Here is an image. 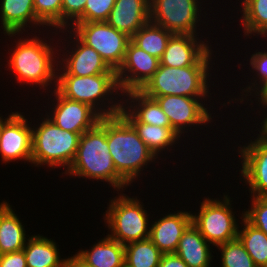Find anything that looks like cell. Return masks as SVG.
Listing matches in <instances>:
<instances>
[{
    "label": "cell",
    "mask_w": 267,
    "mask_h": 267,
    "mask_svg": "<svg viewBox=\"0 0 267 267\" xmlns=\"http://www.w3.org/2000/svg\"><path fill=\"white\" fill-rule=\"evenodd\" d=\"M14 112H12V113H10V115L7 117V118H5V119H3V118H1L2 116H0V129H1V127H2V124L13 114Z\"/></svg>",
    "instance_id": "obj_42"
},
{
    "label": "cell",
    "mask_w": 267,
    "mask_h": 267,
    "mask_svg": "<svg viewBox=\"0 0 267 267\" xmlns=\"http://www.w3.org/2000/svg\"><path fill=\"white\" fill-rule=\"evenodd\" d=\"M167 115L171 127L180 135L185 128L197 125H207L211 122V114L200 98L167 95L154 98ZM201 100V101H200ZM207 123V124H206ZM184 129V130H183Z\"/></svg>",
    "instance_id": "obj_12"
},
{
    "label": "cell",
    "mask_w": 267,
    "mask_h": 267,
    "mask_svg": "<svg viewBox=\"0 0 267 267\" xmlns=\"http://www.w3.org/2000/svg\"><path fill=\"white\" fill-rule=\"evenodd\" d=\"M56 90L69 100L89 105L101 117L118 115L123 106L120 100L117 99L118 102L114 103V97H112L113 100L111 97L108 98L109 95H122L117 81V74H98L84 77L76 75H57ZM118 91L120 93H118ZM114 92L116 93L113 94ZM104 100H108L107 103L109 105L112 103L114 104L109 107L108 104L105 105L103 102ZM100 102L104 104V107Z\"/></svg>",
    "instance_id": "obj_4"
},
{
    "label": "cell",
    "mask_w": 267,
    "mask_h": 267,
    "mask_svg": "<svg viewBox=\"0 0 267 267\" xmlns=\"http://www.w3.org/2000/svg\"><path fill=\"white\" fill-rule=\"evenodd\" d=\"M64 174L104 181L116 191L130 185L114 166L107 143V117L81 134L75 159Z\"/></svg>",
    "instance_id": "obj_1"
},
{
    "label": "cell",
    "mask_w": 267,
    "mask_h": 267,
    "mask_svg": "<svg viewBox=\"0 0 267 267\" xmlns=\"http://www.w3.org/2000/svg\"><path fill=\"white\" fill-rule=\"evenodd\" d=\"M64 267H91L88 265L82 258H80L77 254L72 257H68L64 261Z\"/></svg>",
    "instance_id": "obj_39"
},
{
    "label": "cell",
    "mask_w": 267,
    "mask_h": 267,
    "mask_svg": "<svg viewBox=\"0 0 267 267\" xmlns=\"http://www.w3.org/2000/svg\"><path fill=\"white\" fill-rule=\"evenodd\" d=\"M262 126L260 127L261 130H259L260 135L267 140V114L265 115L264 119L260 123Z\"/></svg>",
    "instance_id": "obj_41"
},
{
    "label": "cell",
    "mask_w": 267,
    "mask_h": 267,
    "mask_svg": "<svg viewBox=\"0 0 267 267\" xmlns=\"http://www.w3.org/2000/svg\"><path fill=\"white\" fill-rule=\"evenodd\" d=\"M25 232L11 205L0 203V255L23 250L27 240Z\"/></svg>",
    "instance_id": "obj_23"
},
{
    "label": "cell",
    "mask_w": 267,
    "mask_h": 267,
    "mask_svg": "<svg viewBox=\"0 0 267 267\" xmlns=\"http://www.w3.org/2000/svg\"><path fill=\"white\" fill-rule=\"evenodd\" d=\"M0 18L4 34L12 37L23 33L28 23L37 27L44 24L36 17L33 0H1Z\"/></svg>",
    "instance_id": "obj_20"
},
{
    "label": "cell",
    "mask_w": 267,
    "mask_h": 267,
    "mask_svg": "<svg viewBox=\"0 0 267 267\" xmlns=\"http://www.w3.org/2000/svg\"><path fill=\"white\" fill-rule=\"evenodd\" d=\"M250 66L253 69L252 70L253 73H254V71H256L255 72L257 74L256 76H257L258 80H260V81H259V83H257L256 81H258V80L256 78L255 82L250 83V84H252V86L249 85L246 87L245 90L242 89L245 93L247 92L246 94H244L245 98H246V96H250L252 94V92H255V90H257L263 83H265L267 81V51L255 52L254 54H252L251 58H250Z\"/></svg>",
    "instance_id": "obj_35"
},
{
    "label": "cell",
    "mask_w": 267,
    "mask_h": 267,
    "mask_svg": "<svg viewBox=\"0 0 267 267\" xmlns=\"http://www.w3.org/2000/svg\"><path fill=\"white\" fill-rule=\"evenodd\" d=\"M116 0H86L83 14L75 22L107 21Z\"/></svg>",
    "instance_id": "obj_33"
},
{
    "label": "cell",
    "mask_w": 267,
    "mask_h": 267,
    "mask_svg": "<svg viewBox=\"0 0 267 267\" xmlns=\"http://www.w3.org/2000/svg\"><path fill=\"white\" fill-rule=\"evenodd\" d=\"M70 37L72 36L74 41V46L71 48L72 51L66 50V53H63L64 58L58 61L60 68H57V74L59 75H76V76H93L98 74H116V70L112 69L106 61L96 52L93 48L84 44L70 29ZM76 41V42H75ZM66 54V55H65ZM66 56V58H65ZM63 69V70H62Z\"/></svg>",
    "instance_id": "obj_16"
},
{
    "label": "cell",
    "mask_w": 267,
    "mask_h": 267,
    "mask_svg": "<svg viewBox=\"0 0 267 267\" xmlns=\"http://www.w3.org/2000/svg\"><path fill=\"white\" fill-rule=\"evenodd\" d=\"M149 5L150 0H116L106 22L132 37L150 21Z\"/></svg>",
    "instance_id": "obj_19"
},
{
    "label": "cell",
    "mask_w": 267,
    "mask_h": 267,
    "mask_svg": "<svg viewBox=\"0 0 267 267\" xmlns=\"http://www.w3.org/2000/svg\"><path fill=\"white\" fill-rule=\"evenodd\" d=\"M243 16L240 17L243 24L244 36L249 34L267 37V0H243Z\"/></svg>",
    "instance_id": "obj_29"
},
{
    "label": "cell",
    "mask_w": 267,
    "mask_h": 267,
    "mask_svg": "<svg viewBox=\"0 0 267 267\" xmlns=\"http://www.w3.org/2000/svg\"><path fill=\"white\" fill-rule=\"evenodd\" d=\"M42 120L32 128V163L51 168L64 166L66 173L75 159L81 134L62 130L48 116Z\"/></svg>",
    "instance_id": "obj_6"
},
{
    "label": "cell",
    "mask_w": 267,
    "mask_h": 267,
    "mask_svg": "<svg viewBox=\"0 0 267 267\" xmlns=\"http://www.w3.org/2000/svg\"><path fill=\"white\" fill-rule=\"evenodd\" d=\"M158 267H188L175 253H163Z\"/></svg>",
    "instance_id": "obj_38"
},
{
    "label": "cell",
    "mask_w": 267,
    "mask_h": 267,
    "mask_svg": "<svg viewBox=\"0 0 267 267\" xmlns=\"http://www.w3.org/2000/svg\"><path fill=\"white\" fill-rule=\"evenodd\" d=\"M121 267H130L126 263H124Z\"/></svg>",
    "instance_id": "obj_43"
},
{
    "label": "cell",
    "mask_w": 267,
    "mask_h": 267,
    "mask_svg": "<svg viewBox=\"0 0 267 267\" xmlns=\"http://www.w3.org/2000/svg\"><path fill=\"white\" fill-rule=\"evenodd\" d=\"M23 251L27 267H64L65 258L60 257L56 242L47 237L32 235Z\"/></svg>",
    "instance_id": "obj_25"
},
{
    "label": "cell",
    "mask_w": 267,
    "mask_h": 267,
    "mask_svg": "<svg viewBox=\"0 0 267 267\" xmlns=\"http://www.w3.org/2000/svg\"><path fill=\"white\" fill-rule=\"evenodd\" d=\"M53 50L54 46L51 47V44L45 43L37 36L30 39L22 38V40L20 38L9 56L7 67L17 75L18 83H29L36 87L39 85L40 88L45 89L54 82L56 89L58 74L55 71H57L59 57L55 56L56 53Z\"/></svg>",
    "instance_id": "obj_3"
},
{
    "label": "cell",
    "mask_w": 267,
    "mask_h": 267,
    "mask_svg": "<svg viewBox=\"0 0 267 267\" xmlns=\"http://www.w3.org/2000/svg\"><path fill=\"white\" fill-rule=\"evenodd\" d=\"M77 255L91 267H121L124 264L125 247L107 235L90 250H80Z\"/></svg>",
    "instance_id": "obj_26"
},
{
    "label": "cell",
    "mask_w": 267,
    "mask_h": 267,
    "mask_svg": "<svg viewBox=\"0 0 267 267\" xmlns=\"http://www.w3.org/2000/svg\"><path fill=\"white\" fill-rule=\"evenodd\" d=\"M210 66L168 67L159 65L158 70L139 90L145 96L178 95L206 98L209 93ZM208 78V80H207Z\"/></svg>",
    "instance_id": "obj_5"
},
{
    "label": "cell",
    "mask_w": 267,
    "mask_h": 267,
    "mask_svg": "<svg viewBox=\"0 0 267 267\" xmlns=\"http://www.w3.org/2000/svg\"><path fill=\"white\" fill-rule=\"evenodd\" d=\"M198 35L173 34L161 56L160 65L168 67L210 66L212 49Z\"/></svg>",
    "instance_id": "obj_14"
},
{
    "label": "cell",
    "mask_w": 267,
    "mask_h": 267,
    "mask_svg": "<svg viewBox=\"0 0 267 267\" xmlns=\"http://www.w3.org/2000/svg\"><path fill=\"white\" fill-rule=\"evenodd\" d=\"M124 95H126L127 98L129 97L128 99L123 100L127 105L131 100L129 102L130 106L128 105V107L126 106L125 102L122 101L124 108L138 122L160 127H171L167 115L163 112L160 105L155 99L145 96L139 90L127 91L122 94V96Z\"/></svg>",
    "instance_id": "obj_24"
},
{
    "label": "cell",
    "mask_w": 267,
    "mask_h": 267,
    "mask_svg": "<svg viewBox=\"0 0 267 267\" xmlns=\"http://www.w3.org/2000/svg\"><path fill=\"white\" fill-rule=\"evenodd\" d=\"M32 127L21 112L13 113L0 129V156L2 162L23 160L32 164Z\"/></svg>",
    "instance_id": "obj_11"
},
{
    "label": "cell",
    "mask_w": 267,
    "mask_h": 267,
    "mask_svg": "<svg viewBox=\"0 0 267 267\" xmlns=\"http://www.w3.org/2000/svg\"><path fill=\"white\" fill-rule=\"evenodd\" d=\"M124 263L130 267H158L163 253L147 238L124 245Z\"/></svg>",
    "instance_id": "obj_30"
},
{
    "label": "cell",
    "mask_w": 267,
    "mask_h": 267,
    "mask_svg": "<svg viewBox=\"0 0 267 267\" xmlns=\"http://www.w3.org/2000/svg\"><path fill=\"white\" fill-rule=\"evenodd\" d=\"M241 218L244 228L238 230L237 238L257 267H267V235L251 225L243 215Z\"/></svg>",
    "instance_id": "obj_28"
},
{
    "label": "cell",
    "mask_w": 267,
    "mask_h": 267,
    "mask_svg": "<svg viewBox=\"0 0 267 267\" xmlns=\"http://www.w3.org/2000/svg\"><path fill=\"white\" fill-rule=\"evenodd\" d=\"M36 17L45 25L62 29V0H33Z\"/></svg>",
    "instance_id": "obj_32"
},
{
    "label": "cell",
    "mask_w": 267,
    "mask_h": 267,
    "mask_svg": "<svg viewBox=\"0 0 267 267\" xmlns=\"http://www.w3.org/2000/svg\"><path fill=\"white\" fill-rule=\"evenodd\" d=\"M191 223L190 211L170 213L151 223L149 239L162 253H175L183 232Z\"/></svg>",
    "instance_id": "obj_18"
},
{
    "label": "cell",
    "mask_w": 267,
    "mask_h": 267,
    "mask_svg": "<svg viewBox=\"0 0 267 267\" xmlns=\"http://www.w3.org/2000/svg\"><path fill=\"white\" fill-rule=\"evenodd\" d=\"M231 202L228 195H224L223 200L204 197L198 215L192 213L193 225L213 246H218L237 238L240 227L232 211Z\"/></svg>",
    "instance_id": "obj_8"
},
{
    "label": "cell",
    "mask_w": 267,
    "mask_h": 267,
    "mask_svg": "<svg viewBox=\"0 0 267 267\" xmlns=\"http://www.w3.org/2000/svg\"><path fill=\"white\" fill-rule=\"evenodd\" d=\"M172 35V32L162 26L148 21L131 37V41L140 49L160 59Z\"/></svg>",
    "instance_id": "obj_27"
},
{
    "label": "cell",
    "mask_w": 267,
    "mask_h": 267,
    "mask_svg": "<svg viewBox=\"0 0 267 267\" xmlns=\"http://www.w3.org/2000/svg\"><path fill=\"white\" fill-rule=\"evenodd\" d=\"M255 96H260L256 97L258 99L259 104L262 105L264 109L267 108V81L263 83L256 91H255Z\"/></svg>",
    "instance_id": "obj_40"
},
{
    "label": "cell",
    "mask_w": 267,
    "mask_h": 267,
    "mask_svg": "<svg viewBox=\"0 0 267 267\" xmlns=\"http://www.w3.org/2000/svg\"><path fill=\"white\" fill-rule=\"evenodd\" d=\"M143 206L126 194L111 199L103 218L111 231L108 236L123 245L149 238V219Z\"/></svg>",
    "instance_id": "obj_7"
},
{
    "label": "cell",
    "mask_w": 267,
    "mask_h": 267,
    "mask_svg": "<svg viewBox=\"0 0 267 267\" xmlns=\"http://www.w3.org/2000/svg\"><path fill=\"white\" fill-rule=\"evenodd\" d=\"M198 0H150V21L173 34L197 35ZM196 33V34H195Z\"/></svg>",
    "instance_id": "obj_10"
},
{
    "label": "cell",
    "mask_w": 267,
    "mask_h": 267,
    "mask_svg": "<svg viewBox=\"0 0 267 267\" xmlns=\"http://www.w3.org/2000/svg\"><path fill=\"white\" fill-rule=\"evenodd\" d=\"M251 197V209L242 213L243 217L267 235V197Z\"/></svg>",
    "instance_id": "obj_34"
},
{
    "label": "cell",
    "mask_w": 267,
    "mask_h": 267,
    "mask_svg": "<svg viewBox=\"0 0 267 267\" xmlns=\"http://www.w3.org/2000/svg\"><path fill=\"white\" fill-rule=\"evenodd\" d=\"M107 143L116 171L130 186L141 169L156 159L121 114L107 117Z\"/></svg>",
    "instance_id": "obj_2"
},
{
    "label": "cell",
    "mask_w": 267,
    "mask_h": 267,
    "mask_svg": "<svg viewBox=\"0 0 267 267\" xmlns=\"http://www.w3.org/2000/svg\"><path fill=\"white\" fill-rule=\"evenodd\" d=\"M160 60L128 42L123 64L116 71L121 93L140 90L158 70Z\"/></svg>",
    "instance_id": "obj_13"
},
{
    "label": "cell",
    "mask_w": 267,
    "mask_h": 267,
    "mask_svg": "<svg viewBox=\"0 0 267 267\" xmlns=\"http://www.w3.org/2000/svg\"><path fill=\"white\" fill-rule=\"evenodd\" d=\"M71 31L87 46L93 48L114 70L123 64L128 42L126 33L109 25L106 21L74 22Z\"/></svg>",
    "instance_id": "obj_9"
},
{
    "label": "cell",
    "mask_w": 267,
    "mask_h": 267,
    "mask_svg": "<svg viewBox=\"0 0 267 267\" xmlns=\"http://www.w3.org/2000/svg\"><path fill=\"white\" fill-rule=\"evenodd\" d=\"M246 145L238 152L242 159L241 176L253 197H267V140L258 134Z\"/></svg>",
    "instance_id": "obj_15"
},
{
    "label": "cell",
    "mask_w": 267,
    "mask_h": 267,
    "mask_svg": "<svg viewBox=\"0 0 267 267\" xmlns=\"http://www.w3.org/2000/svg\"><path fill=\"white\" fill-rule=\"evenodd\" d=\"M0 267H27L24 251L1 254Z\"/></svg>",
    "instance_id": "obj_37"
},
{
    "label": "cell",
    "mask_w": 267,
    "mask_h": 267,
    "mask_svg": "<svg viewBox=\"0 0 267 267\" xmlns=\"http://www.w3.org/2000/svg\"><path fill=\"white\" fill-rule=\"evenodd\" d=\"M222 267H257L238 238L218 245Z\"/></svg>",
    "instance_id": "obj_31"
},
{
    "label": "cell",
    "mask_w": 267,
    "mask_h": 267,
    "mask_svg": "<svg viewBox=\"0 0 267 267\" xmlns=\"http://www.w3.org/2000/svg\"><path fill=\"white\" fill-rule=\"evenodd\" d=\"M55 101L51 119L59 128L74 133L83 134L93 128L101 116L89 105L72 101L62 96L56 89L53 90Z\"/></svg>",
    "instance_id": "obj_17"
},
{
    "label": "cell",
    "mask_w": 267,
    "mask_h": 267,
    "mask_svg": "<svg viewBox=\"0 0 267 267\" xmlns=\"http://www.w3.org/2000/svg\"><path fill=\"white\" fill-rule=\"evenodd\" d=\"M188 267H211L210 243L191 223L183 232L175 251Z\"/></svg>",
    "instance_id": "obj_21"
},
{
    "label": "cell",
    "mask_w": 267,
    "mask_h": 267,
    "mask_svg": "<svg viewBox=\"0 0 267 267\" xmlns=\"http://www.w3.org/2000/svg\"><path fill=\"white\" fill-rule=\"evenodd\" d=\"M120 114L134 127L140 139L156 158H158L159 152L168 149L176 144L177 140H180V135L172 127H160L138 122L124 106H122Z\"/></svg>",
    "instance_id": "obj_22"
},
{
    "label": "cell",
    "mask_w": 267,
    "mask_h": 267,
    "mask_svg": "<svg viewBox=\"0 0 267 267\" xmlns=\"http://www.w3.org/2000/svg\"><path fill=\"white\" fill-rule=\"evenodd\" d=\"M86 0H62V31H66L84 12ZM71 21V22H69ZM69 25V26H68ZM64 30V31H63Z\"/></svg>",
    "instance_id": "obj_36"
}]
</instances>
